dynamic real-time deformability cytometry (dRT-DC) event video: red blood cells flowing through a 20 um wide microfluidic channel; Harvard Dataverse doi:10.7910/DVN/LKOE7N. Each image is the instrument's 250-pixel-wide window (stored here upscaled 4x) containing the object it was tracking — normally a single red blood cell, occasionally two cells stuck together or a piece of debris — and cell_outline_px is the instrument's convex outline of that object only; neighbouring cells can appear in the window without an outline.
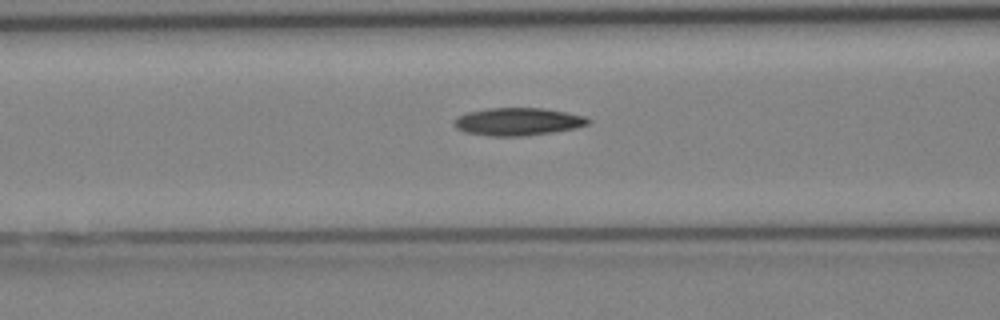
{"species": "Egyptian fruit bat (a non-hibernating species)", "species_latin": "Rousettus aegyptiacus", "temperature_condition": "cold", "stored_images_in_passage": 5, "segment_of_instrument_passage": [1, 2], "camera_frame_rate_fps": 3000, "um_per_image_px": 0.085, "animal": {"sex": "female"}, "frame": {"image": 1, "passage_image": 4, "time_ms": 3.667, "image_size_px": [1000, 320], "cell_outline_px": [[592, 120], [588, 124], [576, 128], [552, 132], [524, 136], [492, 136], [464, 132], [456, 128], [452, 124], [460, 116], [468, 112], [488, 108], [544, 108], [584, 116]], "centroid_in_image_um": [44.03, 10.34], "position_along_channel_um": 122.6, "area_um2": 21.5}}